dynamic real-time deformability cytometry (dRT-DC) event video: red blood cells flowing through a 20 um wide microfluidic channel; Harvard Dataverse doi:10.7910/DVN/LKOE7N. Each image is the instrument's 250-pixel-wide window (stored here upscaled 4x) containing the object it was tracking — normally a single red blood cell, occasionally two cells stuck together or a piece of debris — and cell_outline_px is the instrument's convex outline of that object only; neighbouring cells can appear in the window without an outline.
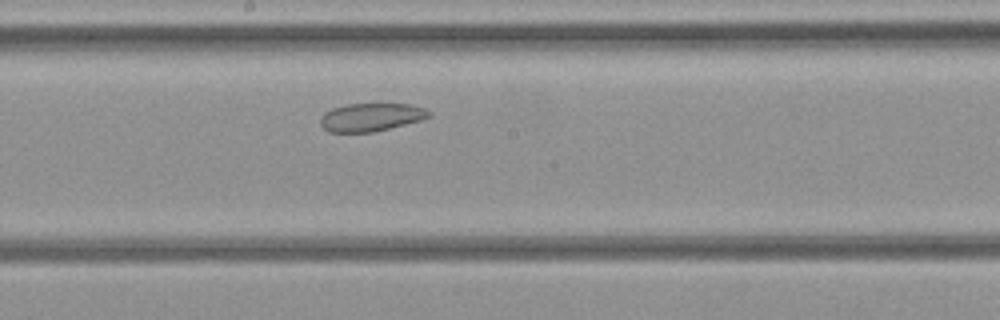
{"species": "common noctule bat (a hibernating species)", "species_latin": "Nyctalus noctula", "temperature_condition": "cold", "stored_images_in_passage": 29, "camera_frame_rate_fps": 3000, "um_per_image_px": 0.085, "animal": {"sex": "female", "body_mass_g": 21.9}, "frame": {"image": 1, "passage_image": 13, "time_ms": 4.0, "image_size_px": [1000, 320], "cell_outline_px": [[432, 116], [420, 120], [372, 132], [328, 132], [320, 124], [320, 116], [324, 112], [332, 108], [348, 104], [408, 104], [424, 108], [432, 112]], "centroid_in_image_um": [31.51, 9.95], "position_along_channel_um": 216.7, "area_um2": 17.69}}